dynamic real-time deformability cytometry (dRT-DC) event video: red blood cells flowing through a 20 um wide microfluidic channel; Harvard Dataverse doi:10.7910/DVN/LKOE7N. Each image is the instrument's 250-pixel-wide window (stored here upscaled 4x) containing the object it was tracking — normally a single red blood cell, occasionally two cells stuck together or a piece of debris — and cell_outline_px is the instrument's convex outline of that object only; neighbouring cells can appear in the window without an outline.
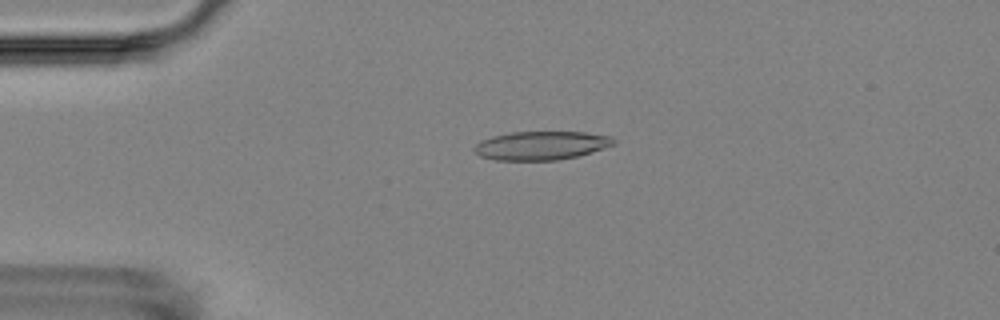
{"species": "Egyptian fruit bat (a non-hibernating species)", "species_latin": "Rousettus aegyptiacus", "temperature_condition": "room temperature", "stored_images_in_passage": 5, "camera_frame_rate_fps": 3000, "um_per_image_px": 0.085, "animal": {"sex": "female"}, "frame": {"image": 1, "passage_image": 3, "time_ms": 2.333, "image_size_px": [1000, 320], "cell_outline_px": [[616, 144], [576, 156], [556, 160], [496, 160], [480, 156], [472, 148], [480, 140], [492, 136], [512, 132], [584, 132], [612, 136], [616, 140]], "centroid_in_image_um": [45.99, 12.36], "position_along_channel_um": 39.0, "area_um2": 23.18}}